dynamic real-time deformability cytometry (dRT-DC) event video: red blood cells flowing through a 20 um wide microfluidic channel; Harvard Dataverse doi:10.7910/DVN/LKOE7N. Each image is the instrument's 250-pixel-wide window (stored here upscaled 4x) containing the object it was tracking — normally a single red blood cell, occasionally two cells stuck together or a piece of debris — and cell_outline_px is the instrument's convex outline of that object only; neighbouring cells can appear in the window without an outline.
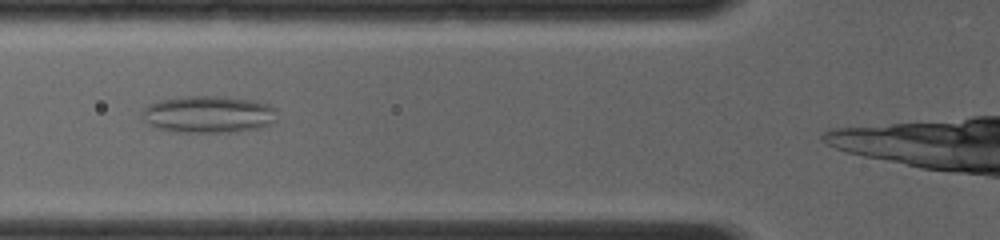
{"species": "common noctule bat (a hibernating species)", "species_latin": "Nyctalus noctula", "temperature_condition": "room temperature", "stored_images_in_passage": 39, "camera_frame_rate_fps": 4000, "um_per_image_px": 0.085, "animal": {"sex": "female", "body_mass_g": 19.0, "forearm_length_mm": 56.7}, "frame": {"image": 1, "passage_image": 20, "time_ms": 5.25, "image_size_px": [1000, 240], "cell_outline_px": [[276, 120], [272, 124], [264, 128], [236, 132], [172, 132], [156, 128], [148, 124], [140, 116], [140, 112], [148, 104], [160, 100], [188, 96], [224, 96], [256, 100], [268, 104], [276, 108]], "centroid_in_image_um": [17.74, 9.73], "position_along_channel_um": 108.1, "area_um2": 29.88}}
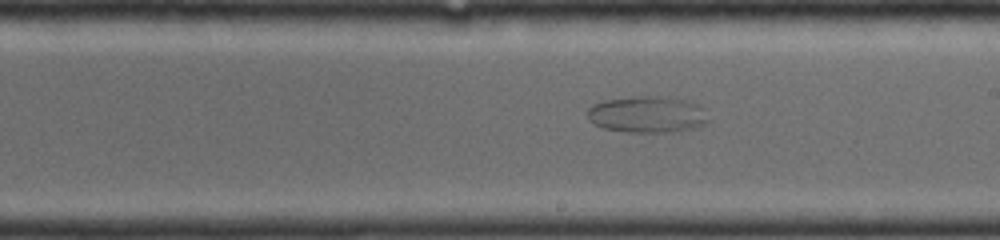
{"frame": {"image": 2, "passage_image": 32, "time_ms": 8.25, "image_size_px": [1000, 240], "cell_outline_px": [[708, 120], [704, 124], [696, 128], [676, 132], [628, 132], [604, 128], [592, 124], [588, 120], [588, 108], [592, 104], [604, 100], [632, 96], [660, 96], [688, 100], [696, 104], [700, 108]], "centroid_in_image_um": [54.96, 9.73], "position_along_channel_um": 234.0, "area_um2": 25.84}}
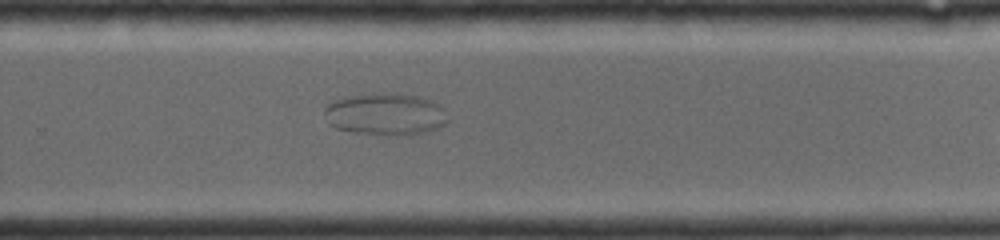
{"frame": {"image": 3, "passage_image": 38, "time_ms": 9.75, "image_size_px": [1000, 240], "cell_outline_px": [[444, 124], [428, 132], [404, 136], [384, 136], [356, 132], [336, 128], [328, 124], [324, 112], [324, 108], [328, 104], [344, 96], [368, 92], [392, 92], [420, 96], [432, 100], [440, 104], [444, 108]], "centroid_in_image_um": [32.73, 9.69], "position_along_channel_um": 297.1, "area_um2": 30.92}}